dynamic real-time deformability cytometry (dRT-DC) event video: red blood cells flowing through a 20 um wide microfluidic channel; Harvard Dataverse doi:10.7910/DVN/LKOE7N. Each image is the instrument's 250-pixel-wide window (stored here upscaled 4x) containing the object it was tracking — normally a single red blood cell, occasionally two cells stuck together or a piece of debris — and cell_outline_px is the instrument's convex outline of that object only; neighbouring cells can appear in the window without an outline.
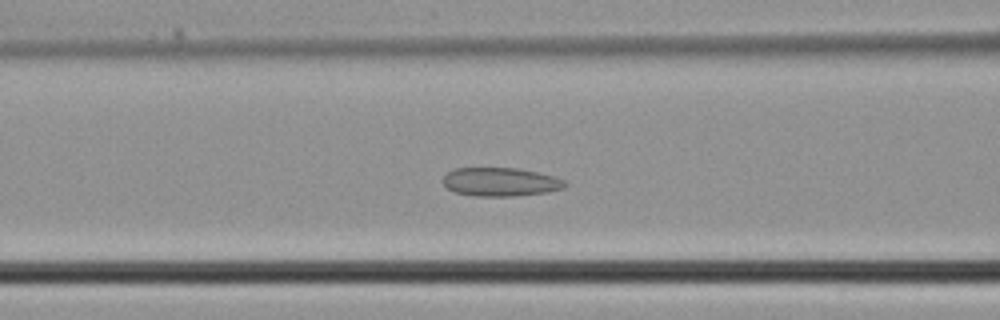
{"species": "common noctule bat (a hibernating species)", "species_latin": "Nyctalus noctula", "temperature_condition": "cold", "stored_images_in_passage": 38, "camera_frame_rate_fps": 3000, "um_per_image_px": 0.085, "animal": {"sex": "male", "body_mass_g": 21.5, "forearm_length_mm": 52.0}, "frame": {"image": 1, "passage_image": 15, "time_ms": 4.667, "image_size_px": [1000, 320], "cell_outline_px": [[568, 184], [564, 188], [548, 192], [512, 196], [476, 196], [456, 192], [448, 188], [444, 184], [444, 176], [452, 168], [520, 168], [556, 176], [564, 180]], "centroid_in_image_um": [42.59, 15.45], "position_along_channel_um": 124.0, "area_um2": 20.4}}
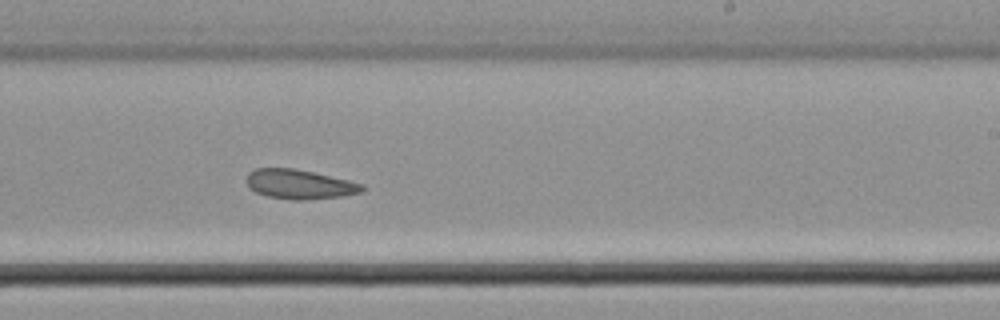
{"frame": {"image": 2, "passage_image": 23, "time_ms": 7.333, "image_size_px": [1000, 320], "cell_outline_px": [[364, 188], [360, 192], [344, 196], [304, 200], [292, 200], [268, 196], [256, 192], [248, 188], [244, 180], [248, 172], [256, 168], [296, 168], [348, 180], [364, 184]], "centroid_in_image_um": [25.41, 15.66], "position_along_channel_um": 263.6, "area_um2": 20.06}}
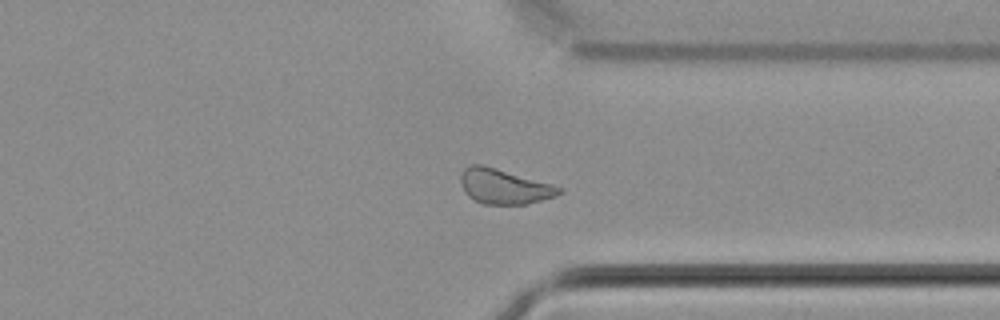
{"frame": {"image": 3, "passage_image": 29, "time_ms": 9.333, "image_size_px": [1000, 320], "cell_outline_px": [[564, 192], [556, 196], [528, 204], [484, 204], [472, 200], [468, 196], [460, 180], [460, 176], [464, 168], [472, 164], [484, 164], [552, 184], [564, 188]], "centroid_in_image_um": [42.87, 15.85], "position_along_channel_um": 368.5, "area_um2": 20.23}}